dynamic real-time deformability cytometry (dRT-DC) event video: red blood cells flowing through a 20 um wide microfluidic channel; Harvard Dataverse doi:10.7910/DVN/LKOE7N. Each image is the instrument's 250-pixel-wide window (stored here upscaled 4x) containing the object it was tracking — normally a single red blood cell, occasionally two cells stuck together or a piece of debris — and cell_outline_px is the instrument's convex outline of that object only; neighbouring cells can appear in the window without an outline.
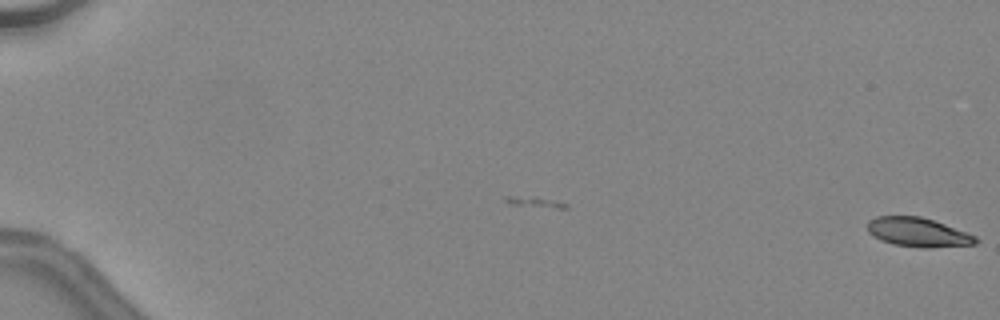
{"species": "common noctule bat (a hibernating species)", "species_latin": "Nyctalus noctula", "temperature_condition": "warm", "stored_images_in_passage": 6, "camera_frame_rate_fps": 3000, "um_per_image_px": 0.085, "animal": {"sex": "female", "body_mass_g": 24.6, "forearm_length_mm": 56.2}, "frame": {"image": 1, "passage_image": 6, "time_ms": 1.667, "image_size_px": [1000, 320], "cell_outline_px": [[980, 240], [976, 244], [928, 248], [920, 248], [892, 244], [880, 240], [872, 236], [868, 232], [868, 220], [876, 216], [920, 216], [944, 224], [976, 236]], "centroid_in_image_um": [78.01, 19.75], "position_along_channel_um": 7.0, "area_um2": 18.44}}